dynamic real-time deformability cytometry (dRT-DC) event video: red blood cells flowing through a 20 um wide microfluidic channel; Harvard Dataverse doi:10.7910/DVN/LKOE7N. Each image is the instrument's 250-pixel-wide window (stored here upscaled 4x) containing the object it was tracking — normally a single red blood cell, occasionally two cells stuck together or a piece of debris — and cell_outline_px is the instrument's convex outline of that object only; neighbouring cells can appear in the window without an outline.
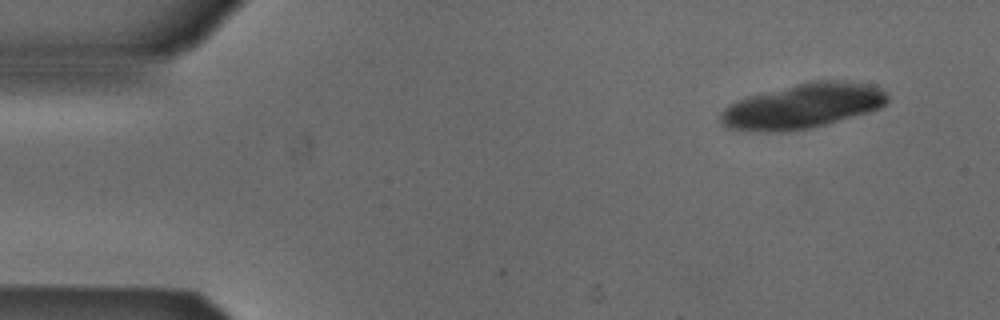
{"species": "Egyptian fruit bat (a non-hibernating species)", "species_latin": "Rousettus aegyptiacus", "temperature_condition": "cold", "stored_images_in_passage": 6, "segment_of_instrument_passage": [2, 2], "camera_frame_rate_fps": 3000, "um_per_image_px": 0.085, "animal": {"sex": "male"}, "frame": {"image": 1, "passage_image": 6, "time_ms": 1.667, "image_size_px": [1000, 320], "cell_outline_px": [[888, 100], [880, 108], [868, 112], [824, 124], [808, 128], [780, 132], [748, 132], [728, 128], [720, 124], [720, 112], [728, 104], [736, 100], [748, 96], [812, 80], [840, 80], [872, 84], [880, 88], [888, 96]], "centroid_in_image_um": [68.18, 9.02], "position_along_channel_um": 16.8, "area_um2": 43.75}}